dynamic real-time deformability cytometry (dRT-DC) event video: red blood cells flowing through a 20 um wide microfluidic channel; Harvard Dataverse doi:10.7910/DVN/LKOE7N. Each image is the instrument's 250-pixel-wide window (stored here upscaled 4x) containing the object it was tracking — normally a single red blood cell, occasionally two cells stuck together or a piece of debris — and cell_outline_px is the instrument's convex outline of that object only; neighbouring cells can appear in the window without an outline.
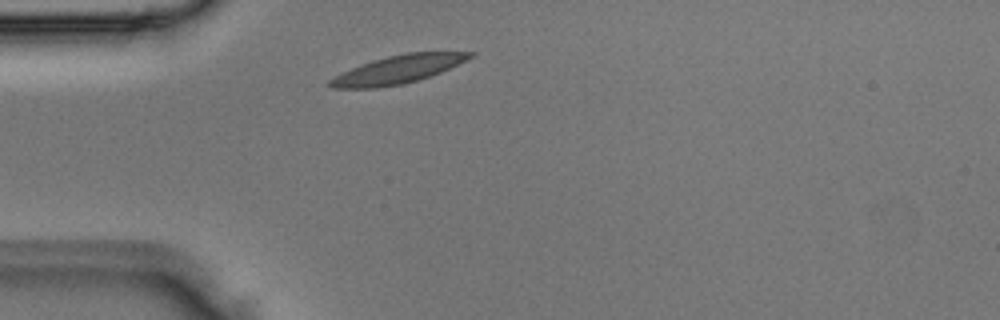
{"species": "Egyptian fruit bat (a non-hibernating species)", "species_latin": "Rousettus aegyptiacus", "temperature_condition": "room temperature", "stored_images_in_passage": 1, "camera_frame_rate_fps": 3000, "um_per_image_px": 0.085, "animal": {"sex": "male"}, "frame": {"image": 1, "passage_image": 1, "time_ms": 0.0, "image_size_px": [1000, 320], "cell_outline_px": [[476, 56], [440, 72], [416, 80], [400, 84], [376, 88], [332, 88], [324, 84], [328, 80], [352, 68], [372, 60], [404, 52], [476, 52]], "centroid_in_image_um": [33.82, 5.9], "position_along_channel_um": 51.2, "area_um2": 22.72}}